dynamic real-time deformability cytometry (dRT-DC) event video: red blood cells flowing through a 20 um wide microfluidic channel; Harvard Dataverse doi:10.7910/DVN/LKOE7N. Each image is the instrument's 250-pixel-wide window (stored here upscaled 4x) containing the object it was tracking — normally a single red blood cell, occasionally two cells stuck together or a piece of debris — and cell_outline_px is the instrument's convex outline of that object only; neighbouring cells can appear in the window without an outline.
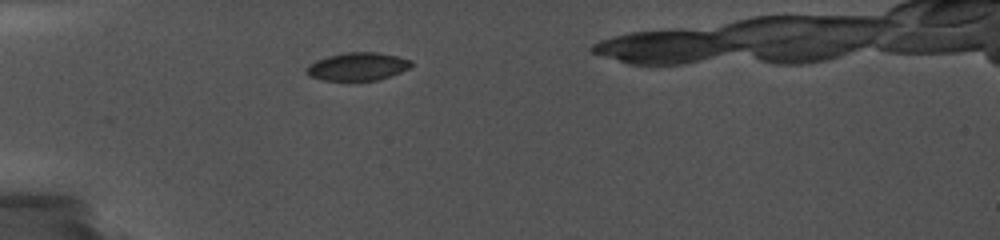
{"species": "common noctule bat (a hibernating species)", "species_latin": "Nyctalus noctula", "temperature_condition": "cold", "stored_images_in_passage": 37, "camera_frame_rate_fps": 5000, "um_per_image_px": 0.085, "animal": {"sex": "female", "body_mass_g": 19.0, "forearm_length_mm": 56.7}, "frame": {"image": 1, "passage_image": 1, "time_ms": 0.0, "image_size_px": [1000, 240], "cell_outline_px": [[412, 64], [408, 68], [400, 72], [380, 80], [348, 84], [324, 80], [308, 76], [304, 72], [304, 68], [308, 64], [316, 60], [328, 56], [344, 52], [376, 52], [396, 56], [412, 60]], "centroid_in_image_um": [30.32, 5.71], "position_along_channel_um": 54.7, "area_um2": 17.98}}
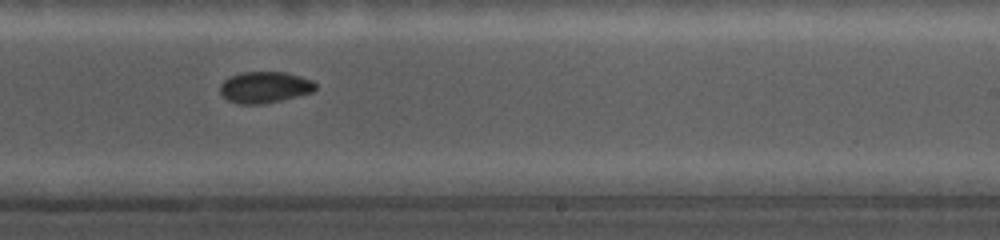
{"frame": {"image": 2, "passage_image": 26, "time_ms": 6.2, "image_size_px": [1000, 240], "cell_outline_px": [[316, 88], [312, 92], [280, 100], [260, 104], [240, 104], [228, 100], [220, 96], [220, 84], [224, 80], [232, 76], [244, 72], [284, 72], [300, 76], [312, 80], [316, 84]], "centroid_in_image_um": [22.48, 7.42], "position_along_channel_um": 266.5, "area_um2": 17.28}}
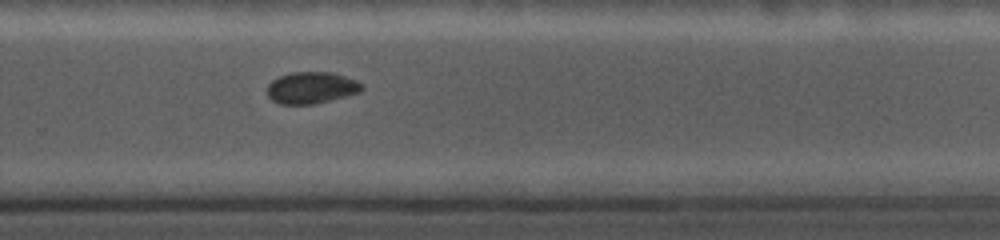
{"frame": {"image": 3, "passage_image": 30, "time_ms": 7.2, "image_size_px": [1000, 240], "cell_outline_px": [[364, 88], [360, 92], [348, 96], [316, 104], [280, 104], [272, 100], [268, 96], [268, 84], [272, 80], [280, 76], [292, 72], [332, 72], [356, 80]], "centroid_in_image_um": [26.48, 7.46], "position_along_channel_um": 303.3, "area_um2": 17.51}}